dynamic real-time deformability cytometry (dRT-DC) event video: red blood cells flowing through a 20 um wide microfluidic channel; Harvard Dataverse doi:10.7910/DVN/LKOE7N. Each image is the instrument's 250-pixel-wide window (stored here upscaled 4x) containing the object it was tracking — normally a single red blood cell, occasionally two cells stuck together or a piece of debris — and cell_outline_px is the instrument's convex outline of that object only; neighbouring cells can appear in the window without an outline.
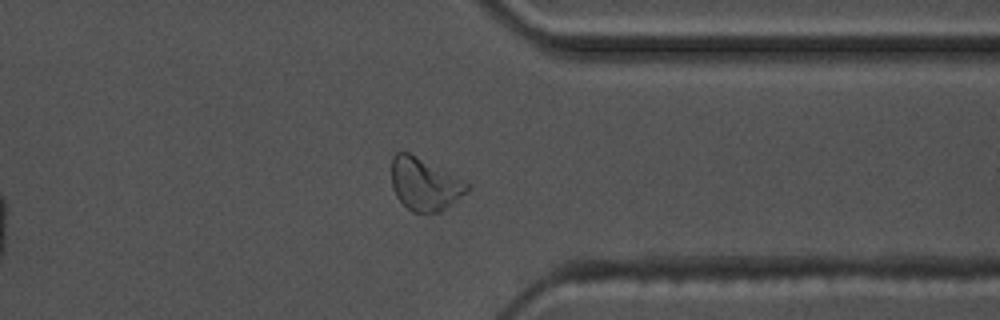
{"species": "common noctule bat (a hibernating species)", "species_latin": "Nyctalus noctula", "temperature_condition": "warm", "stored_images_in_passage": 56, "camera_frame_rate_fps": 3000, "um_per_image_px": 0.085, "animal": {"sex": "male", "body_mass_g": 17.5, "forearm_length_mm": 52.3}, "frame": {"image": 1, "passage_image": 44, "time_ms": 14.333, "image_size_px": [1000, 320], "cell_outline_px": [[468, 192], [440, 212], [412, 212], [396, 196], [392, 188], [392, 156], [396, 152], [408, 152], [468, 184]], "centroid_in_image_um": [36.04, 15.68], "position_along_channel_um": 375.4, "area_um2": 22.43}}
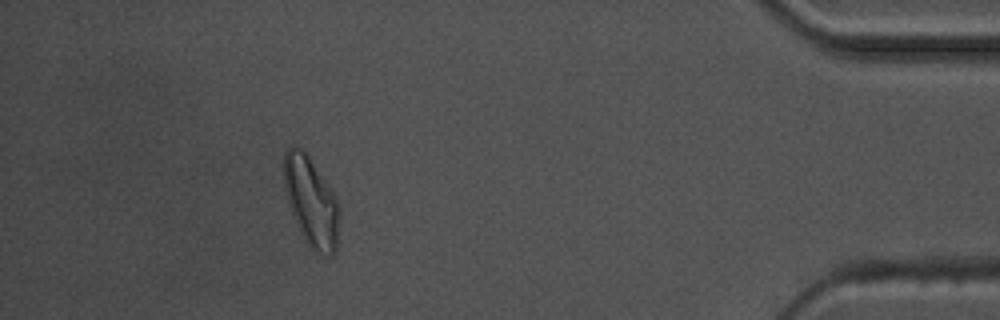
{"frame": {"image": 2, "passage_image": 51, "time_ms": 16.667, "image_size_px": [1000, 320], "cell_outline_px": [[340, 216], [336, 252], [332, 256], [328, 256], [312, 248], [304, 240], [300, 232], [288, 204], [284, 188], [284, 152], [288, 148], [300, 148], [308, 156], [332, 192], [340, 208]], "centroid_in_image_um": [26.45, 17.2], "position_along_channel_um": 408.7, "area_um2": 28.44}, "authors_computed_cell_mechanics": {"area_um2": 21.0681, "velocity_mm_per_s": 3.5803, "shape_relaxation_time_tau1_ms": 4.1779, "shape_relaxation_time_tau2_ms": 3.9592, "deformation_change_tau1": 0.1421, "deformation_change_tau2": 0.0907}}